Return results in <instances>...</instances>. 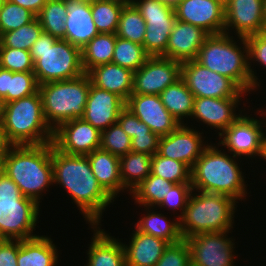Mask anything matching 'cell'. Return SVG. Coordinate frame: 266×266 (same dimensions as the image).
Segmentation results:
<instances>
[{
	"mask_svg": "<svg viewBox=\"0 0 266 266\" xmlns=\"http://www.w3.org/2000/svg\"><path fill=\"white\" fill-rule=\"evenodd\" d=\"M240 111L241 116L219 134L220 138H223L217 144L218 146L226 147L228 152L230 151V154H233L235 157L261 156L264 135L263 128L264 125L266 127V121L264 124V120L250 118L247 114L244 116L242 115L243 110L240 109Z\"/></svg>",
	"mask_w": 266,
	"mask_h": 266,
	"instance_id": "13",
	"label": "cell"
},
{
	"mask_svg": "<svg viewBox=\"0 0 266 266\" xmlns=\"http://www.w3.org/2000/svg\"><path fill=\"white\" fill-rule=\"evenodd\" d=\"M1 128L14 146L53 142L54 131L44 118L39 90L32 95L5 103Z\"/></svg>",
	"mask_w": 266,
	"mask_h": 266,
	"instance_id": "7",
	"label": "cell"
},
{
	"mask_svg": "<svg viewBox=\"0 0 266 266\" xmlns=\"http://www.w3.org/2000/svg\"><path fill=\"white\" fill-rule=\"evenodd\" d=\"M260 34L266 39V23L263 25V28Z\"/></svg>",
	"mask_w": 266,
	"mask_h": 266,
	"instance_id": "55",
	"label": "cell"
},
{
	"mask_svg": "<svg viewBox=\"0 0 266 266\" xmlns=\"http://www.w3.org/2000/svg\"><path fill=\"white\" fill-rule=\"evenodd\" d=\"M125 106L126 102L121 97L91 83L82 118L101 132L117 123Z\"/></svg>",
	"mask_w": 266,
	"mask_h": 266,
	"instance_id": "20",
	"label": "cell"
},
{
	"mask_svg": "<svg viewBox=\"0 0 266 266\" xmlns=\"http://www.w3.org/2000/svg\"><path fill=\"white\" fill-rule=\"evenodd\" d=\"M5 0H0V10L2 9L3 3Z\"/></svg>",
	"mask_w": 266,
	"mask_h": 266,
	"instance_id": "60",
	"label": "cell"
},
{
	"mask_svg": "<svg viewBox=\"0 0 266 266\" xmlns=\"http://www.w3.org/2000/svg\"><path fill=\"white\" fill-rule=\"evenodd\" d=\"M14 145L9 141L6 133L0 126V164L3 165L5 158L7 157L10 149Z\"/></svg>",
	"mask_w": 266,
	"mask_h": 266,
	"instance_id": "51",
	"label": "cell"
},
{
	"mask_svg": "<svg viewBox=\"0 0 266 266\" xmlns=\"http://www.w3.org/2000/svg\"><path fill=\"white\" fill-rule=\"evenodd\" d=\"M146 22L143 47L149 56L165 57L168 38L176 22L174 6L160 0H133Z\"/></svg>",
	"mask_w": 266,
	"mask_h": 266,
	"instance_id": "10",
	"label": "cell"
},
{
	"mask_svg": "<svg viewBox=\"0 0 266 266\" xmlns=\"http://www.w3.org/2000/svg\"><path fill=\"white\" fill-rule=\"evenodd\" d=\"M174 10L177 20L198 26L209 35L224 33L223 0H178Z\"/></svg>",
	"mask_w": 266,
	"mask_h": 266,
	"instance_id": "16",
	"label": "cell"
},
{
	"mask_svg": "<svg viewBox=\"0 0 266 266\" xmlns=\"http://www.w3.org/2000/svg\"><path fill=\"white\" fill-rule=\"evenodd\" d=\"M100 137L97 128L83 118H76L54 130L53 144L65 154L86 156L100 148Z\"/></svg>",
	"mask_w": 266,
	"mask_h": 266,
	"instance_id": "15",
	"label": "cell"
},
{
	"mask_svg": "<svg viewBox=\"0 0 266 266\" xmlns=\"http://www.w3.org/2000/svg\"><path fill=\"white\" fill-rule=\"evenodd\" d=\"M146 22L133 3L125 4L119 17L116 35L120 38L143 45Z\"/></svg>",
	"mask_w": 266,
	"mask_h": 266,
	"instance_id": "34",
	"label": "cell"
},
{
	"mask_svg": "<svg viewBox=\"0 0 266 266\" xmlns=\"http://www.w3.org/2000/svg\"><path fill=\"white\" fill-rule=\"evenodd\" d=\"M260 158H263V160L266 159V129L262 139V152Z\"/></svg>",
	"mask_w": 266,
	"mask_h": 266,
	"instance_id": "53",
	"label": "cell"
},
{
	"mask_svg": "<svg viewBox=\"0 0 266 266\" xmlns=\"http://www.w3.org/2000/svg\"><path fill=\"white\" fill-rule=\"evenodd\" d=\"M19 240L0 239V266H17Z\"/></svg>",
	"mask_w": 266,
	"mask_h": 266,
	"instance_id": "49",
	"label": "cell"
},
{
	"mask_svg": "<svg viewBox=\"0 0 266 266\" xmlns=\"http://www.w3.org/2000/svg\"><path fill=\"white\" fill-rule=\"evenodd\" d=\"M232 37L227 33L208 35L199 49L196 61L231 79L242 91L250 94L252 77L249 71L248 44L244 37H238L243 44L239 47Z\"/></svg>",
	"mask_w": 266,
	"mask_h": 266,
	"instance_id": "4",
	"label": "cell"
},
{
	"mask_svg": "<svg viewBox=\"0 0 266 266\" xmlns=\"http://www.w3.org/2000/svg\"><path fill=\"white\" fill-rule=\"evenodd\" d=\"M134 230L130 243L123 244L126 266H155L170 243Z\"/></svg>",
	"mask_w": 266,
	"mask_h": 266,
	"instance_id": "24",
	"label": "cell"
},
{
	"mask_svg": "<svg viewBox=\"0 0 266 266\" xmlns=\"http://www.w3.org/2000/svg\"><path fill=\"white\" fill-rule=\"evenodd\" d=\"M175 183L150 174L130 194L135 203L148 209L159 205Z\"/></svg>",
	"mask_w": 266,
	"mask_h": 266,
	"instance_id": "33",
	"label": "cell"
},
{
	"mask_svg": "<svg viewBox=\"0 0 266 266\" xmlns=\"http://www.w3.org/2000/svg\"><path fill=\"white\" fill-rule=\"evenodd\" d=\"M8 1L20 5L25 9H28L35 16H37L48 0H8Z\"/></svg>",
	"mask_w": 266,
	"mask_h": 266,
	"instance_id": "50",
	"label": "cell"
},
{
	"mask_svg": "<svg viewBox=\"0 0 266 266\" xmlns=\"http://www.w3.org/2000/svg\"><path fill=\"white\" fill-rule=\"evenodd\" d=\"M124 5L115 0H94L91 3L93 22L99 33H116Z\"/></svg>",
	"mask_w": 266,
	"mask_h": 266,
	"instance_id": "35",
	"label": "cell"
},
{
	"mask_svg": "<svg viewBox=\"0 0 266 266\" xmlns=\"http://www.w3.org/2000/svg\"><path fill=\"white\" fill-rule=\"evenodd\" d=\"M152 209V210H151ZM154 208L150 207V211L146 216H143L136 223L135 228L148 235L155 236L157 238L163 239L170 244L178 243L182 240V236L179 228V220H174L173 222L167 220L163 214L158 213V211H153Z\"/></svg>",
	"mask_w": 266,
	"mask_h": 266,
	"instance_id": "32",
	"label": "cell"
},
{
	"mask_svg": "<svg viewBox=\"0 0 266 266\" xmlns=\"http://www.w3.org/2000/svg\"><path fill=\"white\" fill-rule=\"evenodd\" d=\"M149 57L143 45L116 37L112 63L135 72Z\"/></svg>",
	"mask_w": 266,
	"mask_h": 266,
	"instance_id": "37",
	"label": "cell"
},
{
	"mask_svg": "<svg viewBox=\"0 0 266 266\" xmlns=\"http://www.w3.org/2000/svg\"><path fill=\"white\" fill-rule=\"evenodd\" d=\"M227 233H202L185 239L190 247L191 266H235V247Z\"/></svg>",
	"mask_w": 266,
	"mask_h": 266,
	"instance_id": "14",
	"label": "cell"
},
{
	"mask_svg": "<svg viewBox=\"0 0 266 266\" xmlns=\"http://www.w3.org/2000/svg\"><path fill=\"white\" fill-rule=\"evenodd\" d=\"M58 252L48 236L19 240L17 266H56Z\"/></svg>",
	"mask_w": 266,
	"mask_h": 266,
	"instance_id": "28",
	"label": "cell"
},
{
	"mask_svg": "<svg viewBox=\"0 0 266 266\" xmlns=\"http://www.w3.org/2000/svg\"><path fill=\"white\" fill-rule=\"evenodd\" d=\"M117 123L132 139L135 134L153 133L151 129L126 107L120 112Z\"/></svg>",
	"mask_w": 266,
	"mask_h": 266,
	"instance_id": "47",
	"label": "cell"
},
{
	"mask_svg": "<svg viewBox=\"0 0 266 266\" xmlns=\"http://www.w3.org/2000/svg\"><path fill=\"white\" fill-rule=\"evenodd\" d=\"M4 110H5V102H4V99L2 97H0V126H1L2 121H3Z\"/></svg>",
	"mask_w": 266,
	"mask_h": 266,
	"instance_id": "54",
	"label": "cell"
},
{
	"mask_svg": "<svg viewBox=\"0 0 266 266\" xmlns=\"http://www.w3.org/2000/svg\"><path fill=\"white\" fill-rule=\"evenodd\" d=\"M245 39L248 44L249 71L252 77V91H254L260 84L250 61H257L260 66L266 67V39L261 34L251 35Z\"/></svg>",
	"mask_w": 266,
	"mask_h": 266,
	"instance_id": "46",
	"label": "cell"
},
{
	"mask_svg": "<svg viewBox=\"0 0 266 266\" xmlns=\"http://www.w3.org/2000/svg\"><path fill=\"white\" fill-rule=\"evenodd\" d=\"M43 29L35 17L30 23L20 28L3 33L0 36V47L18 48L30 51L34 42L39 38Z\"/></svg>",
	"mask_w": 266,
	"mask_h": 266,
	"instance_id": "39",
	"label": "cell"
},
{
	"mask_svg": "<svg viewBox=\"0 0 266 266\" xmlns=\"http://www.w3.org/2000/svg\"><path fill=\"white\" fill-rule=\"evenodd\" d=\"M9 84V70L0 67V97L7 96Z\"/></svg>",
	"mask_w": 266,
	"mask_h": 266,
	"instance_id": "52",
	"label": "cell"
},
{
	"mask_svg": "<svg viewBox=\"0 0 266 266\" xmlns=\"http://www.w3.org/2000/svg\"><path fill=\"white\" fill-rule=\"evenodd\" d=\"M87 74L94 86L115 93L125 102L132 94L134 72L129 69L107 63L92 68Z\"/></svg>",
	"mask_w": 266,
	"mask_h": 266,
	"instance_id": "26",
	"label": "cell"
},
{
	"mask_svg": "<svg viewBox=\"0 0 266 266\" xmlns=\"http://www.w3.org/2000/svg\"><path fill=\"white\" fill-rule=\"evenodd\" d=\"M21 193L40 203L42 192L52 184L51 143L13 146L2 165Z\"/></svg>",
	"mask_w": 266,
	"mask_h": 266,
	"instance_id": "2",
	"label": "cell"
},
{
	"mask_svg": "<svg viewBox=\"0 0 266 266\" xmlns=\"http://www.w3.org/2000/svg\"><path fill=\"white\" fill-rule=\"evenodd\" d=\"M65 6L67 18L64 40L82 49L93 37L99 34L93 22L91 3L65 0Z\"/></svg>",
	"mask_w": 266,
	"mask_h": 266,
	"instance_id": "23",
	"label": "cell"
},
{
	"mask_svg": "<svg viewBox=\"0 0 266 266\" xmlns=\"http://www.w3.org/2000/svg\"><path fill=\"white\" fill-rule=\"evenodd\" d=\"M120 176L125 190L131 193L143 180L151 174L152 156L130 151L119 157Z\"/></svg>",
	"mask_w": 266,
	"mask_h": 266,
	"instance_id": "31",
	"label": "cell"
},
{
	"mask_svg": "<svg viewBox=\"0 0 266 266\" xmlns=\"http://www.w3.org/2000/svg\"><path fill=\"white\" fill-rule=\"evenodd\" d=\"M160 1H164V2L174 6L178 0H160Z\"/></svg>",
	"mask_w": 266,
	"mask_h": 266,
	"instance_id": "56",
	"label": "cell"
},
{
	"mask_svg": "<svg viewBox=\"0 0 266 266\" xmlns=\"http://www.w3.org/2000/svg\"><path fill=\"white\" fill-rule=\"evenodd\" d=\"M125 107L160 137L168 135L181 125L164 107L159 95L131 94Z\"/></svg>",
	"mask_w": 266,
	"mask_h": 266,
	"instance_id": "18",
	"label": "cell"
},
{
	"mask_svg": "<svg viewBox=\"0 0 266 266\" xmlns=\"http://www.w3.org/2000/svg\"><path fill=\"white\" fill-rule=\"evenodd\" d=\"M151 174L178 183H191V169L180 161L155 153L151 161Z\"/></svg>",
	"mask_w": 266,
	"mask_h": 266,
	"instance_id": "38",
	"label": "cell"
},
{
	"mask_svg": "<svg viewBox=\"0 0 266 266\" xmlns=\"http://www.w3.org/2000/svg\"><path fill=\"white\" fill-rule=\"evenodd\" d=\"M236 203L233 198L216 193H191L184 214L179 219L182 239L197 234L224 232L233 228Z\"/></svg>",
	"mask_w": 266,
	"mask_h": 266,
	"instance_id": "6",
	"label": "cell"
},
{
	"mask_svg": "<svg viewBox=\"0 0 266 266\" xmlns=\"http://www.w3.org/2000/svg\"><path fill=\"white\" fill-rule=\"evenodd\" d=\"M194 192L191 183H178L175 184L170 190L167 196H165L162 202L158 205L160 208L179 209L181 211L180 216H177L179 220L184 214L185 208L188 203V199L191 193ZM165 206V207H164Z\"/></svg>",
	"mask_w": 266,
	"mask_h": 266,
	"instance_id": "45",
	"label": "cell"
},
{
	"mask_svg": "<svg viewBox=\"0 0 266 266\" xmlns=\"http://www.w3.org/2000/svg\"><path fill=\"white\" fill-rule=\"evenodd\" d=\"M209 34L198 26L176 20L168 38L165 58L180 63L196 60Z\"/></svg>",
	"mask_w": 266,
	"mask_h": 266,
	"instance_id": "22",
	"label": "cell"
},
{
	"mask_svg": "<svg viewBox=\"0 0 266 266\" xmlns=\"http://www.w3.org/2000/svg\"><path fill=\"white\" fill-rule=\"evenodd\" d=\"M116 37L115 33H99L81 49V62L85 73L96 66L112 63Z\"/></svg>",
	"mask_w": 266,
	"mask_h": 266,
	"instance_id": "29",
	"label": "cell"
},
{
	"mask_svg": "<svg viewBox=\"0 0 266 266\" xmlns=\"http://www.w3.org/2000/svg\"><path fill=\"white\" fill-rule=\"evenodd\" d=\"M160 136L155 133L135 134L131 139V151L153 156L158 151Z\"/></svg>",
	"mask_w": 266,
	"mask_h": 266,
	"instance_id": "48",
	"label": "cell"
},
{
	"mask_svg": "<svg viewBox=\"0 0 266 266\" xmlns=\"http://www.w3.org/2000/svg\"><path fill=\"white\" fill-rule=\"evenodd\" d=\"M224 6V33L235 29L237 36L244 38L261 33L265 24L264 0H225Z\"/></svg>",
	"mask_w": 266,
	"mask_h": 266,
	"instance_id": "19",
	"label": "cell"
},
{
	"mask_svg": "<svg viewBox=\"0 0 266 266\" xmlns=\"http://www.w3.org/2000/svg\"><path fill=\"white\" fill-rule=\"evenodd\" d=\"M201 134L181 124L175 131L160 137L157 153L185 163L191 169L209 145L208 142L204 144Z\"/></svg>",
	"mask_w": 266,
	"mask_h": 266,
	"instance_id": "17",
	"label": "cell"
},
{
	"mask_svg": "<svg viewBox=\"0 0 266 266\" xmlns=\"http://www.w3.org/2000/svg\"><path fill=\"white\" fill-rule=\"evenodd\" d=\"M39 90V84L33 72H12L9 70L8 93L4 98L9 103L32 95Z\"/></svg>",
	"mask_w": 266,
	"mask_h": 266,
	"instance_id": "40",
	"label": "cell"
},
{
	"mask_svg": "<svg viewBox=\"0 0 266 266\" xmlns=\"http://www.w3.org/2000/svg\"><path fill=\"white\" fill-rule=\"evenodd\" d=\"M2 172V165L0 164V173Z\"/></svg>",
	"mask_w": 266,
	"mask_h": 266,
	"instance_id": "61",
	"label": "cell"
},
{
	"mask_svg": "<svg viewBox=\"0 0 266 266\" xmlns=\"http://www.w3.org/2000/svg\"><path fill=\"white\" fill-rule=\"evenodd\" d=\"M35 17L28 9L5 0L0 10V36L30 23Z\"/></svg>",
	"mask_w": 266,
	"mask_h": 266,
	"instance_id": "41",
	"label": "cell"
},
{
	"mask_svg": "<svg viewBox=\"0 0 266 266\" xmlns=\"http://www.w3.org/2000/svg\"><path fill=\"white\" fill-rule=\"evenodd\" d=\"M100 149L121 157L131 151V138L118 123L101 131Z\"/></svg>",
	"mask_w": 266,
	"mask_h": 266,
	"instance_id": "42",
	"label": "cell"
},
{
	"mask_svg": "<svg viewBox=\"0 0 266 266\" xmlns=\"http://www.w3.org/2000/svg\"><path fill=\"white\" fill-rule=\"evenodd\" d=\"M240 100L241 97L195 98L191 118L219 129V135L241 116L235 113V108L238 107Z\"/></svg>",
	"mask_w": 266,
	"mask_h": 266,
	"instance_id": "21",
	"label": "cell"
},
{
	"mask_svg": "<svg viewBox=\"0 0 266 266\" xmlns=\"http://www.w3.org/2000/svg\"><path fill=\"white\" fill-rule=\"evenodd\" d=\"M264 23H266V0H264Z\"/></svg>",
	"mask_w": 266,
	"mask_h": 266,
	"instance_id": "58",
	"label": "cell"
},
{
	"mask_svg": "<svg viewBox=\"0 0 266 266\" xmlns=\"http://www.w3.org/2000/svg\"><path fill=\"white\" fill-rule=\"evenodd\" d=\"M159 96L164 107L180 124H184L183 118H191L195 96L182 78L169 85Z\"/></svg>",
	"mask_w": 266,
	"mask_h": 266,
	"instance_id": "30",
	"label": "cell"
},
{
	"mask_svg": "<svg viewBox=\"0 0 266 266\" xmlns=\"http://www.w3.org/2000/svg\"><path fill=\"white\" fill-rule=\"evenodd\" d=\"M90 85L87 73L39 85L44 118L53 131L64 122L84 116Z\"/></svg>",
	"mask_w": 266,
	"mask_h": 266,
	"instance_id": "8",
	"label": "cell"
},
{
	"mask_svg": "<svg viewBox=\"0 0 266 266\" xmlns=\"http://www.w3.org/2000/svg\"><path fill=\"white\" fill-rule=\"evenodd\" d=\"M0 67L12 72H33L34 62L30 51L0 47Z\"/></svg>",
	"mask_w": 266,
	"mask_h": 266,
	"instance_id": "43",
	"label": "cell"
},
{
	"mask_svg": "<svg viewBox=\"0 0 266 266\" xmlns=\"http://www.w3.org/2000/svg\"><path fill=\"white\" fill-rule=\"evenodd\" d=\"M36 17L44 32L64 39L67 18L65 0H48Z\"/></svg>",
	"mask_w": 266,
	"mask_h": 266,
	"instance_id": "36",
	"label": "cell"
},
{
	"mask_svg": "<svg viewBox=\"0 0 266 266\" xmlns=\"http://www.w3.org/2000/svg\"><path fill=\"white\" fill-rule=\"evenodd\" d=\"M208 145L191 168L193 191L227 195L234 200L247 196L242 171L235 161L237 157ZM236 158V159H235Z\"/></svg>",
	"mask_w": 266,
	"mask_h": 266,
	"instance_id": "3",
	"label": "cell"
},
{
	"mask_svg": "<svg viewBox=\"0 0 266 266\" xmlns=\"http://www.w3.org/2000/svg\"><path fill=\"white\" fill-rule=\"evenodd\" d=\"M78 1L92 3L94 0H78Z\"/></svg>",
	"mask_w": 266,
	"mask_h": 266,
	"instance_id": "59",
	"label": "cell"
},
{
	"mask_svg": "<svg viewBox=\"0 0 266 266\" xmlns=\"http://www.w3.org/2000/svg\"><path fill=\"white\" fill-rule=\"evenodd\" d=\"M181 78L195 98L242 97V91L231 79L213 72L196 60L181 63Z\"/></svg>",
	"mask_w": 266,
	"mask_h": 266,
	"instance_id": "11",
	"label": "cell"
},
{
	"mask_svg": "<svg viewBox=\"0 0 266 266\" xmlns=\"http://www.w3.org/2000/svg\"><path fill=\"white\" fill-rule=\"evenodd\" d=\"M98 225L95 229L88 249V263L85 266H126L123 243L108 235Z\"/></svg>",
	"mask_w": 266,
	"mask_h": 266,
	"instance_id": "25",
	"label": "cell"
},
{
	"mask_svg": "<svg viewBox=\"0 0 266 266\" xmlns=\"http://www.w3.org/2000/svg\"><path fill=\"white\" fill-rule=\"evenodd\" d=\"M39 206L35 200L25 197L4 172L0 173V239L37 237L33 230L38 221Z\"/></svg>",
	"mask_w": 266,
	"mask_h": 266,
	"instance_id": "9",
	"label": "cell"
},
{
	"mask_svg": "<svg viewBox=\"0 0 266 266\" xmlns=\"http://www.w3.org/2000/svg\"><path fill=\"white\" fill-rule=\"evenodd\" d=\"M51 161L54 184L65 188L88 223L99 225L102 213L114 199L98 183L88 157L65 154L51 142Z\"/></svg>",
	"mask_w": 266,
	"mask_h": 266,
	"instance_id": "1",
	"label": "cell"
},
{
	"mask_svg": "<svg viewBox=\"0 0 266 266\" xmlns=\"http://www.w3.org/2000/svg\"><path fill=\"white\" fill-rule=\"evenodd\" d=\"M39 85L73 79L84 74L81 49L67 40L42 32L30 50Z\"/></svg>",
	"mask_w": 266,
	"mask_h": 266,
	"instance_id": "5",
	"label": "cell"
},
{
	"mask_svg": "<svg viewBox=\"0 0 266 266\" xmlns=\"http://www.w3.org/2000/svg\"><path fill=\"white\" fill-rule=\"evenodd\" d=\"M180 78V62L162 56H150L133 74L132 94L159 95Z\"/></svg>",
	"mask_w": 266,
	"mask_h": 266,
	"instance_id": "12",
	"label": "cell"
},
{
	"mask_svg": "<svg viewBox=\"0 0 266 266\" xmlns=\"http://www.w3.org/2000/svg\"><path fill=\"white\" fill-rule=\"evenodd\" d=\"M155 266H191V252L188 242L182 239L169 244Z\"/></svg>",
	"mask_w": 266,
	"mask_h": 266,
	"instance_id": "44",
	"label": "cell"
},
{
	"mask_svg": "<svg viewBox=\"0 0 266 266\" xmlns=\"http://www.w3.org/2000/svg\"><path fill=\"white\" fill-rule=\"evenodd\" d=\"M98 183L113 198L124 191L120 176V160L116 155L102 149H96L86 155Z\"/></svg>",
	"mask_w": 266,
	"mask_h": 266,
	"instance_id": "27",
	"label": "cell"
},
{
	"mask_svg": "<svg viewBox=\"0 0 266 266\" xmlns=\"http://www.w3.org/2000/svg\"><path fill=\"white\" fill-rule=\"evenodd\" d=\"M115 1H119V2L124 3V4H130L133 2V0H115Z\"/></svg>",
	"mask_w": 266,
	"mask_h": 266,
	"instance_id": "57",
	"label": "cell"
}]
</instances>
